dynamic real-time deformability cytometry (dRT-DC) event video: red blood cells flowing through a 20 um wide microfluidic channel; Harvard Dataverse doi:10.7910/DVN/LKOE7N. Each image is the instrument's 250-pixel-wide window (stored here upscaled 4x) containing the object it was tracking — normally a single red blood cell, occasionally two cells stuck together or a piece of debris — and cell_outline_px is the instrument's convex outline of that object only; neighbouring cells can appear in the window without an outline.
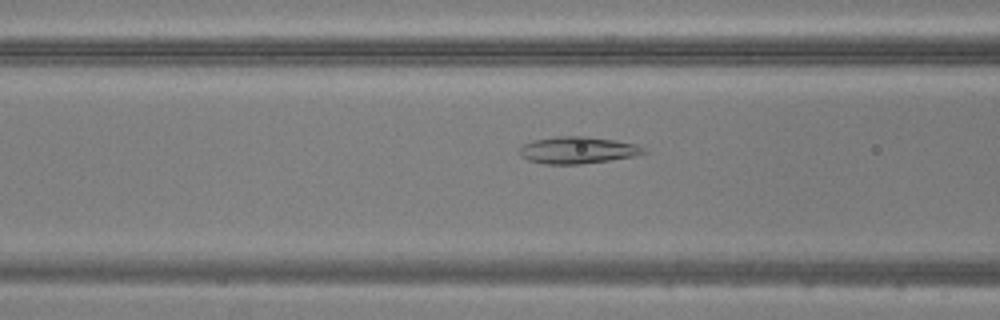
{"species": "common noctule bat (a hibernating species)", "species_latin": "Nyctalus noctula", "temperature_condition": "warm", "stored_images_in_passage": 46, "camera_frame_rate_fps": 3000, "um_per_image_px": 0.085, "animal": {"sex": "male", "body_mass_g": 20.5, "forearm_length_mm": 52.5}, "frame": {"image": 1, "passage_image": 20, "time_ms": 6.333, "image_size_px": [1000, 320], "cell_outline_px": [[648, 152], [636, 156], [580, 164], [544, 164], [528, 160], [520, 156], [520, 148], [524, 144], [532, 140], [556, 136], [584, 136], [616, 140], [636, 144], [644, 148]], "centroid_in_image_um": [49.1, 12.76], "position_along_channel_um": 117.5, "area_um2": 19.54}}
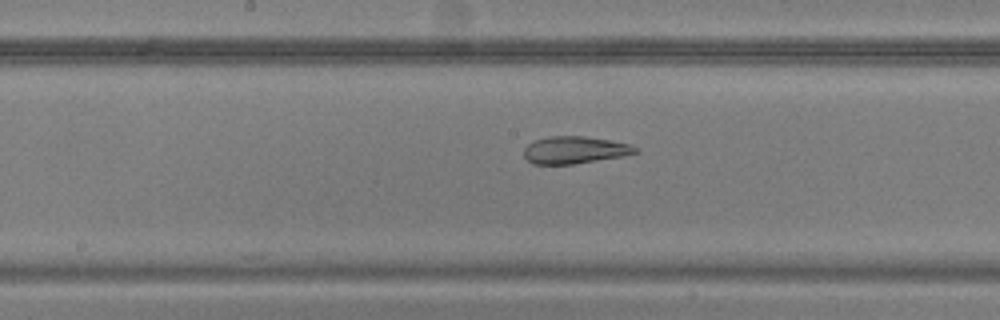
{"frame": {"image": 2, "passage_image": 26, "time_ms": 8.333, "image_size_px": [1000, 320], "cell_outline_px": [[640, 152], [624, 156], [572, 164], [532, 164], [524, 156], [524, 148], [528, 144], [536, 140], [548, 136], [584, 136], [608, 140], [628, 144], [640, 148]], "centroid_in_image_um": [48.87, 12.75], "position_along_channel_um": 199.3, "area_um2": 17.69}}
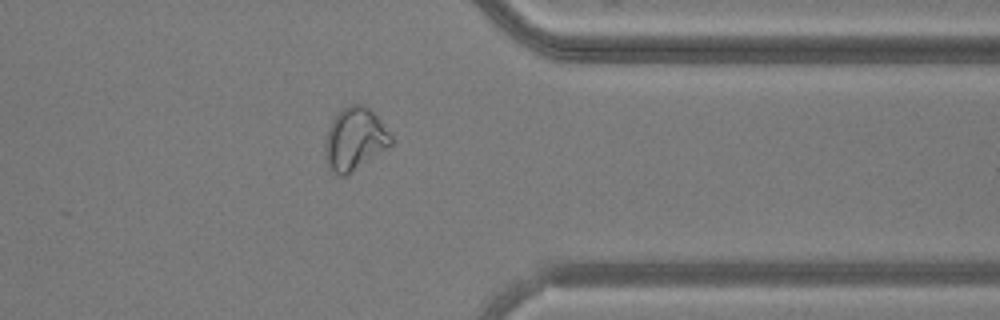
{"frame": {"image": 3, "passage_image": 40, "time_ms": 13.0, "image_size_px": [1000, 320], "cell_outline_px": [[392, 144], [344, 176], [340, 176], [328, 168], [324, 156], [324, 140], [328, 128], [336, 112], [348, 104], [364, 104], [380, 120], [392, 136]], "centroid_in_image_um": [30.1, 11.79], "position_along_channel_um": 381.3, "area_um2": 23.93}}